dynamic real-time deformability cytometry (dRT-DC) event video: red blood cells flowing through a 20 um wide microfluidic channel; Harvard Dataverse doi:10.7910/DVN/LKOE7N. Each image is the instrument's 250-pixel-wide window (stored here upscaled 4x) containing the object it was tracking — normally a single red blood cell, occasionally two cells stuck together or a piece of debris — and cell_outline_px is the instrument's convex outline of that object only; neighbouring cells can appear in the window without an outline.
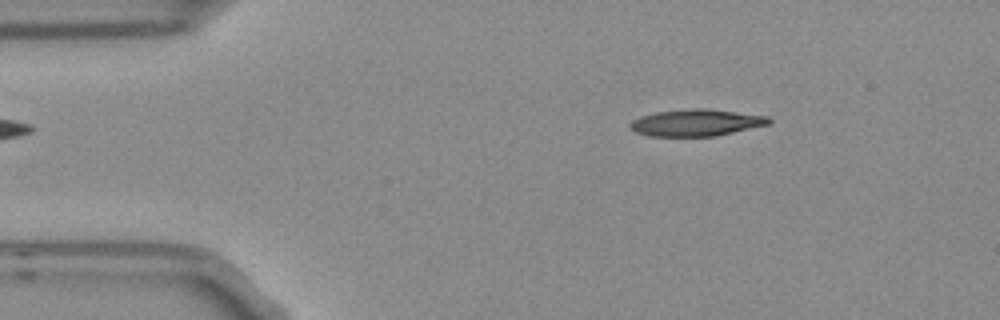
{"species": "Egyptian fruit bat (a non-hibernating species)", "species_latin": "Rousettus aegyptiacus", "temperature_condition": "room temperature", "stored_images_in_passage": 5, "camera_frame_rate_fps": 3000, "um_per_image_px": 0.085, "frame": {"image": 1, "passage_image": 3, "time_ms": 0.667, "image_size_px": [1000, 320], "cell_outline_px": [[772, 120], [768, 124], [716, 136], [648, 136], [636, 132], [628, 124], [632, 120], [640, 116], [656, 112], [692, 108], [704, 108], [768, 116]], "centroid_in_image_um": [59.15, 10.42], "position_along_channel_um": 25.8, "area_um2": 21.5}}
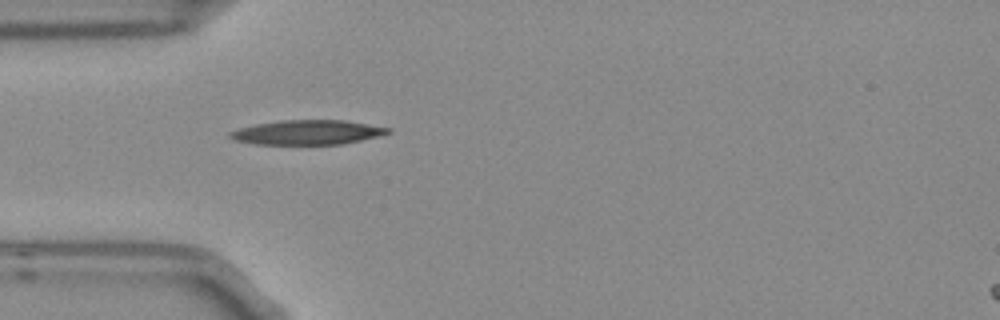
{"frame": {"image": 2, "passage_image": 5, "time_ms": 1.333, "image_size_px": [1000, 320], "cell_outline_px": [[392, 132], [380, 136], [344, 144], [252, 144], [232, 140], [228, 136], [228, 132], [240, 128], [256, 124], [280, 120], [344, 120], [392, 128]], "centroid_in_image_um": [26.13, 11.25], "position_along_channel_um": 58.9, "area_um2": 22.77}}